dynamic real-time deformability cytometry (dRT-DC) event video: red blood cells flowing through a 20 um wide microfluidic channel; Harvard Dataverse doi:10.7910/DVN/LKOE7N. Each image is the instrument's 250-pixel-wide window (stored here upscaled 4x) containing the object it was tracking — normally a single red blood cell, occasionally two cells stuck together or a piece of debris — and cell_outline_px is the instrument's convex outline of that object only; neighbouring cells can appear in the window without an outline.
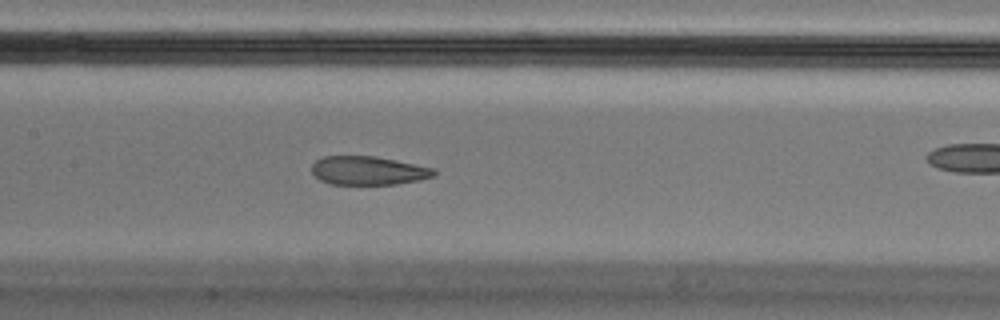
{"species": "Egyptian fruit bat (a non-hibernating species)", "species_latin": "Rousettus aegyptiacus", "temperature_condition": "cold", "stored_images_in_passage": 42, "camera_frame_rate_fps": 3000, "um_per_image_px": 0.085, "animal": {"sex": "male"}, "frame": {"image": 1, "passage_image": 24, "time_ms": 7.667, "image_size_px": [1000, 320], "cell_outline_px": [[436, 176], [420, 180], [396, 184], [328, 184], [320, 180], [312, 172], [312, 164], [316, 160], [324, 156], [376, 156], [436, 168]], "centroid_in_image_um": [31.33, 14.5], "position_along_channel_um": 176.1, "area_um2": 20.58}}